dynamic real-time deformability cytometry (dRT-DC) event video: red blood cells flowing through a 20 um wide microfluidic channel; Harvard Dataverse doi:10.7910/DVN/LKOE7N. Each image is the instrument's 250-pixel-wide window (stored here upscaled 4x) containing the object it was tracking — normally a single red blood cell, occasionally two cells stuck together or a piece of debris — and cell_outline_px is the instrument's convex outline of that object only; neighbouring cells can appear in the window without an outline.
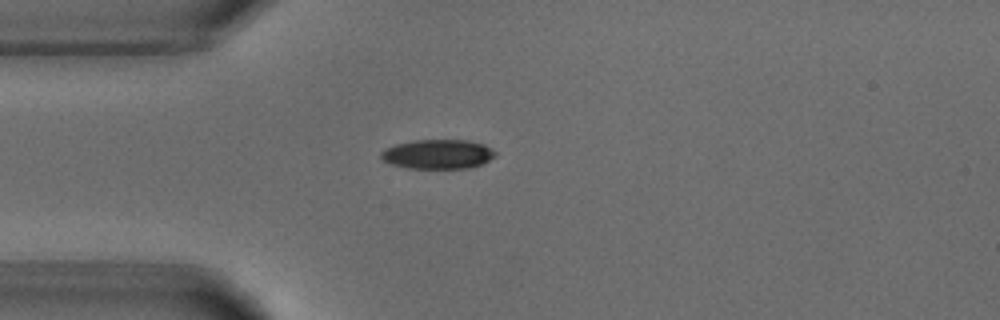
{"species": "common noctule bat (a hibernating species)", "species_latin": "Nyctalus noctula", "temperature_condition": "warm", "stored_images_in_passage": 1, "camera_frame_rate_fps": 3000, "um_per_image_px": 0.085, "animal": {"sex": "male", "body_mass_g": 18.8}, "frame": {"image": 1, "passage_image": 1, "time_ms": 0.0, "image_size_px": [1000, 320], "cell_outline_px": [[496, 156], [484, 164], [468, 168], [408, 168], [392, 164], [384, 160], [380, 156], [380, 152], [396, 144], [412, 140], [468, 140], [484, 144], [492, 148], [496, 152]], "centroid_in_image_um": [37.27, 13.1], "position_along_channel_um": 47.7, "area_um2": 19.65}}